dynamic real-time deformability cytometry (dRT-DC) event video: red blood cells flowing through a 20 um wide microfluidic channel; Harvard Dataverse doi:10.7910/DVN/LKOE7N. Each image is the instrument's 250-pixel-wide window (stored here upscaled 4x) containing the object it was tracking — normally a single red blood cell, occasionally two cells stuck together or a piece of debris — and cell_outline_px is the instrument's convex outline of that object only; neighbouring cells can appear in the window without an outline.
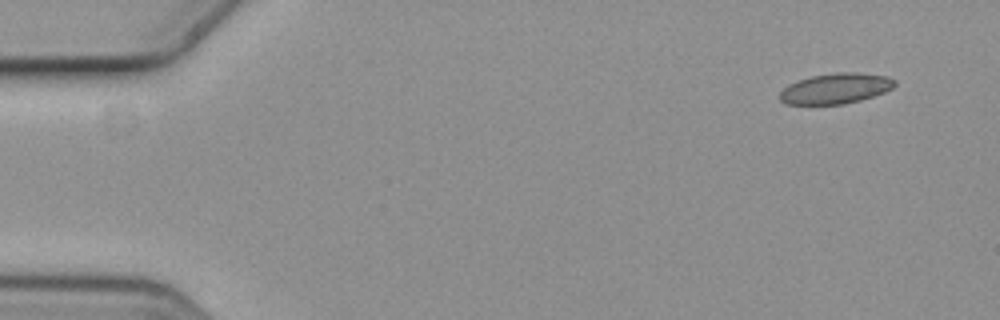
{"species": "common noctule bat (a hibernating species)", "species_latin": "Nyctalus noctula", "temperature_condition": "cold", "stored_images_in_passage": 5, "camera_frame_rate_fps": 3000, "um_per_image_px": 0.085, "animal": {"sex": "female", "body_mass_g": 19.3, "forearm_length_mm": 54.1}, "frame": {"image": 1, "passage_image": 1, "time_ms": 0.0, "image_size_px": [1000, 320], "cell_outline_px": [[896, 84], [892, 88], [884, 92], [860, 100], [844, 104], [784, 104], [780, 100], [780, 92], [788, 84], [812, 76], [836, 72], [856, 72], [888, 76], [896, 80]], "centroid_in_image_um": [71.04, 7.52], "position_along_channel_um": 14.0, "area_um2": 20.35}}
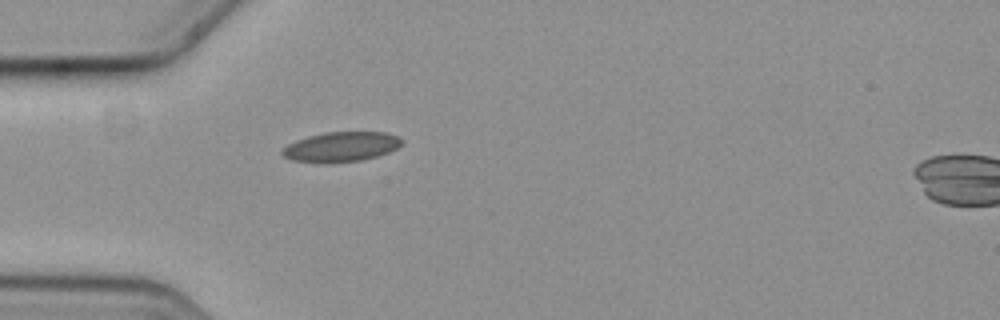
{"frame": {"image": 2, "passage_image": 4, "time_ms": 1.0, "image_size_px": [1000, 320], "cell_outline_px": [[404, 140], [396, 148], [388, 152], [376, 156], [360, 160], [292, 160], [284, 156], [280, 152], [280, 148], [296, 140], [308, 136], [324, 132], [388, 132], [400, 136]], "centroid_in_image_um": [29.03, 12.41], "position_along_channel_um": 56.0, "area_um2": 20.06}}